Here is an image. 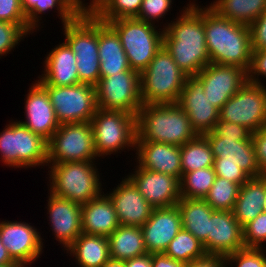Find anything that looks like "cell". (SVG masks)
<instances>
[{"mask_svg":"<svg viewBox=\"0 0 266 267\" xmlns=\"http://www.w3.org/2000/svg\"><path fill=\"white\" fill-rule=\"evenodd\" d=\"M189 2L175 21L163 24V47L187 76L210 64L204 31V6Z\"/></svg>","mask_w":266,"mask_h":267,"instance_id":"obj_1","label":"cell"},{"mask_svg":"<svg viewBox=\"0 0 266 267\" xmlns=\"http://www.w3.org/2000/svg\"><path fill=\"white\" fill-rule=\"evenodd\" d=\"M113 191L106 193L113 204L119 224L122 226H143L154 209L125 176Z\"/></svg>","mask_w":266,"mask_h":267,"instance_id":"obj_20","label":"cell"},{"mask_svg":"<svg viewBox=\"0 0 266 267\" xmlns=\"http://www.w3.org/2000/svg\"><path fill=\"white\" fill-rule=\"evenodd\" d=\"M47 165L95 161L93 128L90 122L66 123L47 141Z\"/></svg>","mask_w":266,"mask_h":267,"instance_id":"obj_10","label":"cell"},{"mask_svg":"<svg viewBox=\"0 0 266 267\" xmlns=\"http://www.w3.org/2000/svg\"><path fill=\"white\" fill-rule=\"evenodd\" d=\"M79 267H101L109 258L108 237L81 233L66 249Z\"/></svg>","mask_w":266,"mask_h":267,"instance_id":"obj_29","label":"cell"},{"mask_svg":"<svg viewBox=\"0 0 266 267\" xmlns=\"http://www.w3.org/2000/svg\"><path fill=\"white\" fill-rule=\"evenodd\" d=\"M265 253L264 248H243L225 256L226 266L266 267Z\"/></svg>","mask_w":266,"mask_h":267,"instance_id":"obj_40","label":"cell"},{"mask_svg":"<svg viewBox=\"0 0 266 267\" xmlns=\"http://www.w3.org/2000/svg\"><path fill=\"white\" fill-rule=\"evenodd\" d=\"M90 123L98 157L105 158L111 154H118L126 148L128 151L135 150L137 137L135 115L98 108Z\"/></svg>","mask_w":266,"mask_h":267,"instance_id":"obj_9","label":"cell"},{"mask_svg":"<svg viewBox=\"0 0 266 267\" xmlns=\"http://www.w3.org/2000/svg\"><path fill=\"white\" fill-rule=\"evenodd\" d=\"M214 155V163L237 164L251 178L261 177L254 145L250 141H237V138L226 136H204Z\"/></svg>","mask_w":266,"mask_h":267,"instance_id":"obj_24","label":"cell"},{"mask_svg":"<svg viewBox=\"0 0 266 267\" xmlns=\"http://www.w3.org/2000/svg\"><path fill=\"white\" fill-rule=\"evenodd\" d=\"M98 54L100 77L132 70L119 35L108 23L100 20H98Z\"/></svg>","mask_w":266,"mask_h":267,"instance_id":"obj_27","label":"cell"},{"mask_svg":"<svg viewBox=\"0 0 266 267\" xmlns=\"http://www.w3.org/2000/svg\"><path fill=\"white\" fill-rule=\"evenodd\" d=\"M202 244L206 254L222 256L245 248L243 227L233 211H213L209 219L208 238Z\"/></svg>","mask_w":266,"mask_h":267,"instance_id":"obj_18","label":"cell"},{"mask_svg":"<svg viewBox=\"0 0 266 267\" xmlns=\"http://www.w3.org/2000/svg\"><path fill=\"white\" fill-rule=\"evenodd\" d=\"M31 223L0 221V239L11 258L23 267L39 259L45 248L41 233ZM32 263V264H31Z\"/></svg>","mask_w":266,"mask_h":267,"instance_id":"obj_14","label":"cell"},{"mask_svg":"<svg viewBox=\"0 0 266 267\" xmlns=\"http://www.w3.org/2000/svg\"><path fill=\"white\" fill-rule=\"evenodd\" d=\"M0 267H23L21 264H6L0 265Z\"/></svg>","mask_w":266,"mask_h":267,"instance_id":"obj_55","label":"cell"},{"mask_svg":"<svg viewBox=\"0 0 266 267\" xmlns=\"http://www.w3.org/2000/svg\"><path fill=\"white\" fill-rule=\"evenodd\" d=\"M109 255L116 260H127L147 254L142 229L120 225L109 236Z\"/></svg>","mask_w":266,"mask_h":267,"instance_id":"obj_30","label":"cell"},{"mask_svg":"<svg viewBox=\"0 0 266 267\" xmlns=\"http://www.w3.org/2000/svg\"><path fill=\"white\" fill-rule=\"evenodd\" d=\"M82 233L108 237L120 224L110 198L100 196L81 205Z\"/></svg>","mask_w":266,"mask_h":267,"instance_id":"obj_26","label":"cell"},{"mask_svg":"<svg viewBox=\"0 0 266 267\" xmlns=\"http://www.w3.org/2000/svg\"><path fill=\"white\" fill-rule=\"evenodd\" d=\"M0 21L28 25L21 0H0Z\"/></svg>","mask_w":266,"mask_h":267,"instance_id":"obj_44","label":"cell"},{"mask_svg":"<svg viewBox=\"0 0 266 267\" xmlns=\"http://www.w3.org/2000/svg\"><path fill=\"white\" fill-rule=\"evenodd\" d=\"M21 5L26 14L28 26L35 32L40 29L42 14L45 15L48 11L56 9L58 11L57 16L60 17L63 25L72 22L81 13L68 0H21Z\"/></svg>","mask_w":266,"mask_h":267,"instance_id":"obj_32","label":"cell"},{"mask_svg":"<svg viewBox=\"0 0 266 267\" xmlns=\"http://www.w3.org/2000/svg\"><path fill=\"white\" fill-rule=\"evenodd\" d=\"M28 25H17L5 21H0V58L19 45L28 34L34 33Z\"/></svg>","mask_w":266,"mask_h":267,"instance_id":"obj_39","label":"cell"},{"mask_svg":"<svg viewBox=\"0 0 266 267\" xmlns=\"http://www.w3.org/2000/svg\"><path fill=\"white\" fill-rule=\"evenodd\" d=\"M185 267H227L225 256L205 254L204 256L186 263Z\"/></svg>","mask_w":266,"mask_h":267,"instance_id":"obj_49","label":"cell"},{"mask_svg":"<svg viewBox=\"0 0 266 267\" xmlns=\"http://www.w3.org/2000/svg\"><path fill=\"white\" fill-rule=\"evenodd\" d=\"M215 177L213 166L184 173L180 180L181 198L204 199L208 195Z\"/></svg>","mask_w":266,"mask_h":267,"instance_id":"obj_35","label":"cell"},{"mask_svg":"<svg viewBox=\"0 0 266 267\" xmlns=\"http://www.w3.org/2000/svg\"><path fill=\"white\" fill-rule=\"evenodd\" d=\"M47 146L42 136L11 120L0 132V161L13 168L47 167Z\"/></svg>","mask_w":266,"mask_h":267,"instance_id":"obj_8","label":"cell"},{"mask_svg":"<svg viewBox=\"0 0 266 267\" xmlns=\"http://www.w3.org/2000/svg\"><path fill=\"white\" fill-rule=\"evenodd\" d=\"M173 0H143L136 19L151 23L159 22L171 10ZM161 18V19H160Z\"/></svg>","mask_w":266,"mask_h":267,"instance_id":"obj_42","label":"cell"},{"mask_svg":"<svg viewBox=\"0 0 266 267\" xmlns=\"http://www.w3.org/2000/svg\"><path fill=\"white\" fill-rule=\"evenodd\" d=\"M45 56L42 71L44 74L38 76L39 79L36 80L38 83L51 86H73L81 83L75 53L65 41L57 44Z\"/></svg>","mask_w":266,"mask_h":267,"instance_id":"obj_25","label":"cell"},{"mask_svg":"<svg viewBox=\"0 0 266 267\" xmlns=\"http://www.w3.org/2000/svg\"><path fill=\"white\" fill-rule=\"evenodd\" d=\"M164 254L175 260L190 263L206 254L202 242L193 234L181 228L175 238L169 243Z\"/></svg>","mask_w":266,"mask_h":267,"instance_id":"obj_36","label":"cell"},{"mask_svg":"<svg viewBox=\"0 0 266 267\" xmlns=\"http://www.w3.org/2000/svg\"><path fill=\"white\" fill-rule=\"evenodd\" d=\"M143 0H97L91 12L98 20L108 21L121 18H136Z\"/></svg>","mask_w":266,"mask_h":267,"instance_id":"obj_37","label":"cell"},{"mask_svg":"<svg viewBox=\"0 0 266 267\" xmlns=\"http://www.w3.org/2000/svg\"><path fill=\"white\" fill-rule=\"evenodd\" d=\"M245 248H265L266 243V211L243 227Z\"/></svg>","mask_w":266,"mask_h":267,"instance_id":"obj_41","label":"cell"},{"mask_svg":"<svg viewBox=\"0 0 266 267\" xmlns=\"http://www.w3.org/2000/svg\"><path fill=\"white\" fill-rule=\"evenodd\" d=\"M263 208H264V211H266V196H265V201H264V206H263Z\"/></svg>","mask_w":266,"mask_h":267,"instance_id":"obj_56","label":"cell"},{"mask_svg":"<svg viewBox=\"0 0 266 267\" xmlns=\"http://www.w3.org/2000/svg\"><path fill=\"white\" fill-rule=\"evenodd\" d=\"M182 175L201 168L212 167L214 155L208 140L198 135L180 147Z\"/></svg>","mask_w":266,"mask_h":267,"instance_id":"obj_34","label":"cell"},{"mask_svg":"<svg viewBox=\"0 0 266 267\" xmlns=\"http://www.w3.org/2000/svg\"><path fill=\"white\" fill-rule=\"evenodd\" d=\"M219 119L242 125L252 133L266 126V86L247 81L224 103Z\"/></svg>","mask_w":266,"mask_h":267,"instance_id":"obj_13","label":"cell"},{"mask_svg":"<svg viewBox=\"0 0 266 267\" xmlns=\"http://www.w3.org/2000/svg\"><path fill=\"white\" fill-rule=\"evenodd\" d=\"M125 267H152V254L127 259L124 261Z\"/></svg>","mask_w":266,"mask_h":267,"instance_id":"obj_51","label":"cell"},{"mask_svg":"<svg viewBox=\"0 0 266 267\" xmlns=\"http://www.w3.org/2000/svg\"><path fill=\"white\" fill-rule=\"evenodd\" d=\"M266 78V49L252 50L251 62L247 70V81L255 84H263L260 80Z\"/></svg>","mask_w":266,"mask_h":267,"instance_id":"obj_45","label":"cell"},{"mask_svg":"<svg viewBox=\"0 0 266 267\" xmlns=\"http://www.w3.org/2000/svg\"><path fill=\"white\" fill-rule=\"evenodd\" d=\"M266 196V176L250 178L240 186L233 214L236 220L244 227L264 211Z\"/></svg>","mask_w":266,"mask_h":267,"instance_id":"obj_28","label":"cell"},{"mask_svg":"<svg viewBox=\"0 0 266 267\" xmlns=\"http://www.w3.org/2000/svg\"><path fill=\"white\" fill-rule=\"evenodd\" d=\"M19 264L15 262L0 239V265Z\"/></svg>","mask_w":266,"mask_h":267,"instance_id":"obj_53","label":"cell"},{"mask_svg":"<svg viewBox=\"0 0 266 267\" xmlns=\"http://www.w3.org/2000/svg\"><path fill=\"white\" fill-rule=\"evenodd\" d=\"M251 139L260 172L262 176H266V126L253 132Z\"/></svg>","mask_w":266,"mask_h":267,"instance_id":"obj_48","label":"cell"},{"mask_svg":"<svg viewBox=\"0 0 266 267\" xmlns=\"http://www.w3.org/2000/svg\"><path fill=\"white\" fill-rule=\"evenodd\" d=\"M214 171L216 176L227 179L231 182L239 184L242 186L251 177L241 169L237 164L231 163H214Z\"/></svg>","mask_w":266,"mask_h":267,"instance_id":"obj_46","label":"cell"},{"mask_svg":"<svg viewBox=\"0 0 266 267\" xmlns=\"http://www.w3.org/2000/svg\"><path fill=\"white\" fill-rule=\"evenodd\" d=\"M240 185L219 176L204 200L214 209L220 211H232L238 197Z\"/></svg>","mask_w":266,"mask_h":267,"instance_id":"obj_38","label":"cell"},{"mask_svg":"<svg viewBox=\"0 0 266 267\" xmlns=\"http://www.w3.org/2000/svg\"><path fill=\"white\" fill-rule=\"evenodd\" d=\"M95 90L99 109L137 116L143 105L140 95V74L134 70L100 77Z\"/></svg>","mask_w":266,"mask_h":267,"instance_id":"obj_12","label":"cell"},{"mask_svg":"<svg viewBox=\"0 0 266 267\" xmlns=\"http://www.w3.org/2000/svg\"><path fill=\"white\" fill-rule=\"evenodd\" d=\"M252 50L266 49V10L249 25Z\"/></svg>","mask_w":266,"mask_h":267,"instance_id":"obj_47","label":"cell"},{"mask_svg":"<svg viewBox=\"0 0 266 267\" xmlns=\"http://www.w3.org/2000/svg\"><path fill=\"white\" fill-rule=\"evenodd\" d=\"M47 214L55 240L65 250L82 233L81 204L54 195L48 191Z\"/></svg>","mask_w":266,"mask_h":267,"instance_id":"obj_19","label":"cell"},{"mask_svg":"<svg viewBox=\"0 0 266 267\" xmlns=\"http://www.w3.org/2000/svg\"><path fill=\"white\" fill-rule=\"evenodd\" d=\"M186 263L166 256L164 253L152 254V267H185Z\"/></svg>","mask_w":266,"mask_h":267,"instance_id":"obj_50","label":"cell"},{"mask_svg":"<svg viewBox=\"0 0 266 267\" xmlns=\"http://www.w3.org/2000/svg\"><path fill=\"white\" fill-rule=\"evenodd\" d=\"M39 84L47 91L60 125L91 122L98 109L95 86L85 83L73 86Z\"/></svg>","mask_w":266,"mask_h":267,"instance_id":"obj_11","label":"cell"},{"mask_svg":"<svg viewBox=\"0 0 266 267\" xmlns=\"http://www.w3.org/2000/svg\"><path fill=\"white\" fill-rule=\"evenodd\" d=\"M107 23L119 35L130 68L142 73L162 48L164 29L136 18H121Z\"/></svg>","mask_w":266,"mask_h":267,"instance_id":"obj_7","label":"cell"},{"mask_svg":"<svg viewBox=\"0 0 266 267\" xmlns=\"http://www.w3.org/2000/svg\"><path fill=\"white\" fill-rule=\"evenodd\" d=\"M204 31L211 63L237 66L247 72L252 54L249 26L223 18L206 5Z\"/></svg>","mask_w":266,"mask_h":267,"instance_id":"obj_2","label":"cell"},{"mask_svg":"<svg viewBox=\"0 0 266 267\" xmlns=\"http://www.w3.org/2000/svg\"><path fill=\"white\" fill-rule=\"evenodd\" d=\"M208 6L223 18L249 26L266 10V0H213Z\"/></svg>","mask_w":266,"mask_h":267,"instance_id":"obj_33","label":"cell"},{"mask_svg":"<svg viewBox=\"0 0 266 267\" xmlns=\"http://www.w3.org/2000/svg\"><path fill=\"white\" fill-rule=\"evenodd\" d=\"M135 161L141 168L182 178L180 146L166 143L136 141Z\"/></svg>","mask_w":266,"mask_h":267,"instance_id":"obj_23","label":"cell"},{"mask_svg":"<svg viewBox=\"0 0 266 267\" xmlns=\"http://www.w3.org/2000/svg\"><path fill=\"white\" fill-rule=\"evenodd\" d=\"M62 29L64 41L75 53L80 82L95 86L100 80L98 19L92 13H80Z\"/></svg>","mask_w":266,"mask_h":267,"instance_id":"obj_6","label":"cell"},{"mask_svg":"<svg viewBox=\"0 0 266 267\" xmlns=\"http://www.w3.org/2000/svg\"><path fill=\"white\" fill-rule=\"evenodd\" d=\"M187 75L162 46L146 69L140 73V95L143 104L177 103Z\"/></svg>","mask_w":266,"mask_h":267,"instance_id":"obj_5","label":"cell"},{"mask_svg":"<svg viewBox=\"0 0 266 267\" xmlns=\"http://www.w3.org/2000/svg\"><path fill=\"white\" fill-rule=\"evenodd\" d=\"M28 91L24 99L26 120L19 122L48 141L60 125L48 93L36 80Z\"/></svg>","mask_w":266,"mask_h":267,"instance_id":"obj_22","label":"cell"},{"mask_svg":"<svg viewBox=\"0 0 266 267\" xmlns=\"http://www.w3.org/2000/svg\"><path fill=\"white\" fill-rule=\"evenodd\" d=\"M182 228L178 206L154 208L148 221L141 226L148 253H164Z\"/></svg>","mask_w":266,"mask_h":267,"instance_id":"obj_21","label":"cell"},{"mask_svg":"<svg viewBox=\"0 0 266 267\" xmlns=\"http://www.w3.org/2000/svg\"><path fill=\"white\" fill-rule=\"evenodd\" d=\"M196 77L204 86V93L219 110L247 82V72L237 66L210 63Z\"/></svg>","mask_w":266,"mask_h":267,"instance_id":"obj_17","label":"cell"},{"mask_svg":"<svg viewBox=\"0 0 266 267\" xmlns=\"http://www.w3.org/2000/svg\"><path fill=\"white\" fill-rule=\"evenodd\" d=\"M126 177L153 208L175 206L181 199L180 180L172 175L143 169L138 164Z\"/></svg>","mask_w":266,"mask_h":267,"instance_id":"obj_15","label":"cell"},{"mask_svg":"<svg viewBox=\"0 0 266 267\" xmlns=\"http://www.w3.org/2000/svg\"><path fill=\"white\" fill-rule=\"evenodd\" d=\"M177 104L187 114L197 135L210 133L219 119V109L204 93V86L196 76H187Z\"/></svg>","mask_w":266,"mask_h":267,"instance_id":"obj_16","label":"cell"},{"mask_svg":"<svg viewBox=\"0 0 266 267\" xmlns=\"http://www.w3.org/2000/svg\"><path fill=\"white\" fill-rule=\"evenodd\" d=\"M70 1L81 13H91L95 5L97 3V0H90V3H84L85 0H68Z\"/></svg>","mask_w":266,"mask_h":267,"instance_id":"obj_52","label":"cell"},{"mask_svg":"<svg viewBox=\"0 0 266 267\" xmlns=\"http://www.w3.org/2000/svg\"><path fill=\"white\" fill-rule=\"evenodd\" d=\"M136 141L182 146L198 135L177 104H143L136 116Z\"/></svg>","mask_w":266,"mask_h":267,"instance_id":"obj_3","label":"cell"},{"mask_svg":"<svg viewBox=\"0 0 266 267\" xmlns=\"http://www.w3.org/2000/svg\"><path fill=\"white\" fill-rule=\"evenodd\" d=\"M101 267H125L123 260L109 258Z\"/></svg>","mask_w":266,"mask_h":267,"instance_id":"obj_54","label":"cell"},{"mask_svg":"<svg viewBox=\"0 0 266 267\" xmlns=\"http://www.w3.org/2000/svg\"><path fill=\"white\" fill-rule=\"evenodd\" d=\"M176 205L181 214L182 228L203 243L208 238L209 219L214 209L204 199L181 198Z\"/></svg>","mask_w":266,"mask_h":267,"instance_id":"obj_31","label":"cell"},{"mask_svg":"<svg viewBox=\"0 0 266 267\" xmlns=\"http://www.w3.org/2000/svg\"><path fill=\"white\" fill-rule=\"evenodd\" d=\"M203 136H226L237 138V141H250L252 132L242 125L218 119L213 130Z\"/></svg>","mask_w":266,"mask_h":267,"instance_id":"obj_43","label":"cell"},{"mask_svg":"<svg viewBox=\"0 0 266 267\" xmlns=\"http://www.w3.org/2000/svg\"><path fill=\"white\" fill-rule=\"evenodd\" d=\"M96 161L55 163L48 166V190L56 196L84 204L104 190ZM50 188V189H49Z\"/></svg>","mask_w":266,"mask_h":267,"instance_id":"obj_4","label":"cell"}]
</instances>
